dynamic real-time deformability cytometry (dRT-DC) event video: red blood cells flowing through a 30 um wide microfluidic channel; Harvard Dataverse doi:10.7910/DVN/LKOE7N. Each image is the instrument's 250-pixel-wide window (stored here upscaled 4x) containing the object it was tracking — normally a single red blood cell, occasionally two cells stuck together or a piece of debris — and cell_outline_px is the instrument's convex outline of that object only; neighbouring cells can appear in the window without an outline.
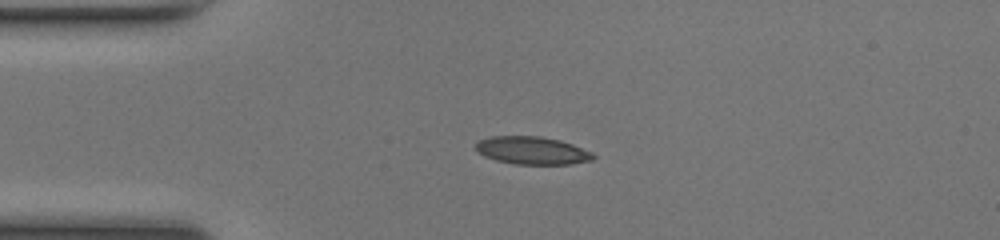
{"species": "common noctule bat (a hibernating species)", "species_latin": "Nyctalus noctula", "temperature_condition": "room temperature", "stored_images_in_passage": 38, "camera_frame_rate_fps": 3000, "um_per_image_px": 0.085, "animal": {"sex": "female", "body_mass_g": 17.0, "forearm_length_mm": 48.0}, "frame": {"image": 1, "passage_image": 1, "time_ms": 0.0, "image_size_px": [1000, 240], "cell_outline_px": [[596, 156], [592, 160], [572, 164], [512, 164], [496, 160], [484, 156], [476, 148], [476, 140], [488, 136], [540, 136], [560, 140], [572, 144], [592, 152]], "centroid_in_image_um": [45.22, 12.79], "position_along_channel_um": 39.8, "area_um2": 19.13}}
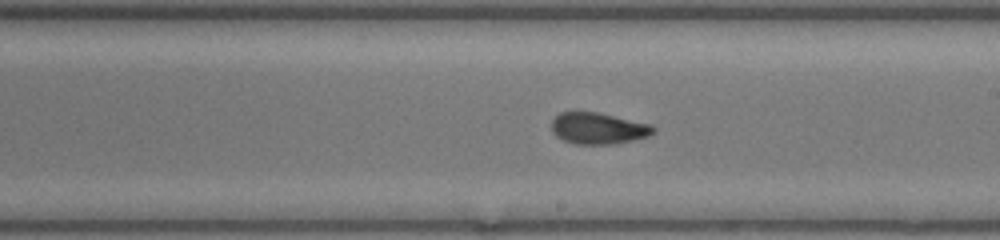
{"frame": {"image": 2, "passage_image": 17, "time_ms": 5.333, "image_size_px": [1000, 240], "cell_outline_px": [[656, 128], [648, 136], [616, 144], [576, 144], [564, 140], [556, 136], [552, 132], [552, 120], [560, 112], [596, 112], [652, 124]], "centroid_in_image_um": [50.84, 10.91], "position_along_channel_um": 238.2, "area_um2": 18.55}}
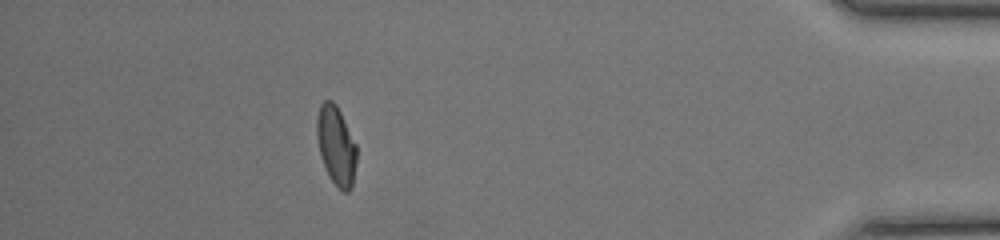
{"frame": {"image": 3, "passage_image": 33, "time_ms": 10.667, "image_size_px": [1000, 240], "cell_outline_px": [[356, 164], [352, 188], [348, 192], [344, 192], [328, 176], [320, 156], [316, 136], [316, 120], [320, 104], [324, 100], [332, 100], [336, 104], [356, 144]], "centroid_in_image_um": [28.56, 12.37], "position_along_channel_um": 406.6, "area_um2": 18.38}, "authors_computed_cell_mechanics": {"area_um2": 18.6694, "velocity_mm_per_s": 4.2136, "shape_relaxation_time_tau1_ms": 4.2581, "shape_relaxation_time_tau2_ms": 0.8403, "deformation_change_tau1": 0.1799, "deformation_change_tau2": 0.0653}}